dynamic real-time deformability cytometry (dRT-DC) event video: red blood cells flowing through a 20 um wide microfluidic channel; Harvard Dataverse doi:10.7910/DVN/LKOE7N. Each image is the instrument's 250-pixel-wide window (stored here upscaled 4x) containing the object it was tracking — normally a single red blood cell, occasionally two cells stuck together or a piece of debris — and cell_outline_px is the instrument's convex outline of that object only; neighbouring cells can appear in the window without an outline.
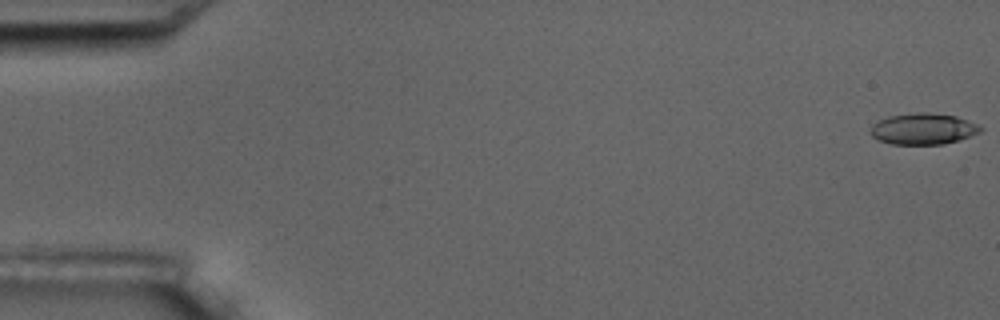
{"species": "common noctule bat (a hibernating species)", "species_latin": "Nyctalus noctula", "temperature_condition": "room temperature", "stored_images_in_passage": 5, "camera_frame_rate_fps": 3000, "um_per_image_px": 0.085, "animal": {"sex": "male", "body_mass_g": 17.5, "forearm_length_mm": 52.3}, "frame": {"image": 1, "passage_image": 1, "time_ms": 0.0, "image_size_px": [1000, 320], "cell_outline_px": [[984, 128], [980, 132], [944, 144], [892, 144], [880, 140], [872, 136], [872, 124], [888, 116], [916, 112], [928, 112], [956, 116], [968, 120]], "centroid_in_image_um": [78.48, 10.94], "position_along_channel_um": 6.5, "area_um2": 19.77}}
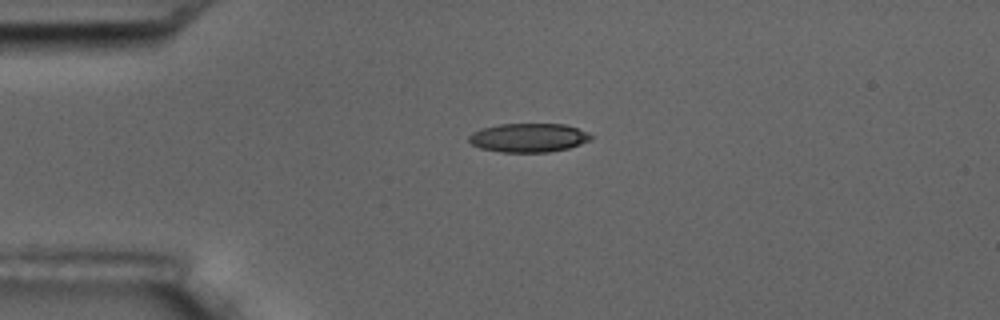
{"frame": {"image": 2, "passage_image": 4, "time_ms": 4.333, "image_size_px": [1000, 320], "cell_outline_px": [[592, 140], [568, 148], [548, 152], [500, 152], [480, 148], [472, 144], [468, 140], [468, 136], [472, 132], [484, 128], [500, 124], [564, 124], [588, 132], [592, 136]], "centroid_in_image_um": [44.92, 11.71], "position_along_channel_um": 40.1, "area_um2": 20.46}}